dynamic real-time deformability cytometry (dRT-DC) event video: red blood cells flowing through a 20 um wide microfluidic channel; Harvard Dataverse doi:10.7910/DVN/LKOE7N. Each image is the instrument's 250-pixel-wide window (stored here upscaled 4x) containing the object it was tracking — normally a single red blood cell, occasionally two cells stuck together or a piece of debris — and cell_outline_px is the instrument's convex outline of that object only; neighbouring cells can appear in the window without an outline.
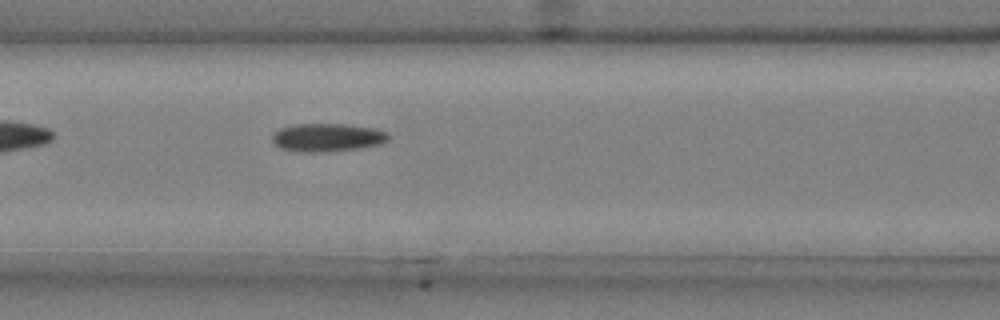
{"species": "common noctule bat (a hibernating species)", "species_latin": "Nyctalus noctula", "temperature_condition": "cold", "stored_images_in_passage": 31, "camera_frame_rate_fps": 3000, "um_per_image_px": 0.085, "animal": {"sex": "male", "body_mass_g": 20.4}, "frame": {"image": 1, "passage_image": 6, "time_ms": 1.667, "image_size_px": [1000, 320], "cell_outline_px": [[388, 140], [380, 144], [360, 148], [328, 152], [300, 152], [280, 148], [272, 140], [272, 136], [280, 128], [296, 124], [344, 124], [376, 128], [388, 132]], "centroid_in_image_um": [27.84, 11.69], "position_along_channel_um": 138.8, "area_um2": 19.13}}
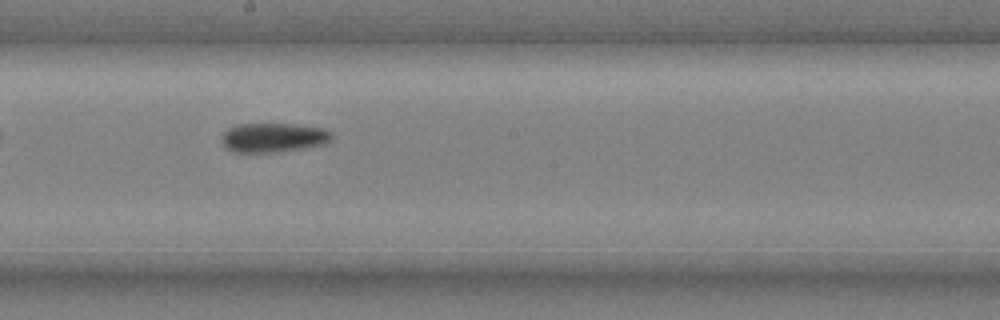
{"frame": {"image": 2, "passage_image": 13, "time_ms": 4.0, "image_size_px": [1000, 320], "cell_outline_px": [[332, 140], [324, 144], [304, 148], [280, 152], [232, 152], [224, 148], [220, 140], [220, 136], [228, 128], [236, 124], [292, 124], [324, 128], [332, 132]], "centroid_in_image_um": [23.2, 11.7], "position_along_channel_um": 225.0, "area_um2": 19.13}}
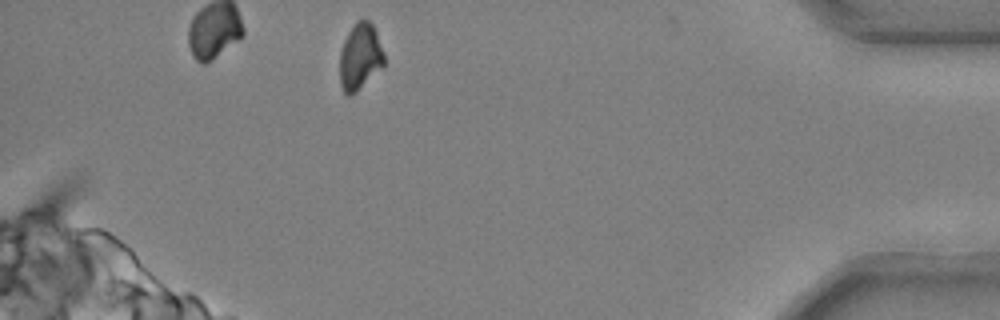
{"frame": {"image": 3, "passage_image": 31, "time_ms": 10.0, "image_size_px": [1000, 320], "cell_outline_px": [[384, 64], [356, 92], [348, 96], [344, 92], [340, 84], [340, 52], [344, 40], [348, 32], [356, 20], [368, 20], [372, 24], [376, 32], [384, 52]], "centroid_in_image_um": [30.59, 4.8], "position_along_channel_um": 404.6, "area_um2": 16.99}}